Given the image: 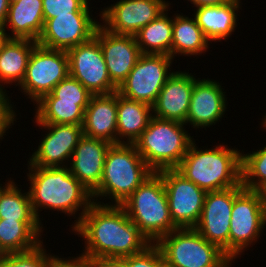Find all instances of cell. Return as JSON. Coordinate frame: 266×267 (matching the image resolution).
<instances>
[{
	"label": "cell",
	"mask_w": 266,
	"mask_h": 267,
	"mask_svg": "<svg viewBox=\"0 0 266 267\" xmlns=\"http://www.w3.org/2000/svg\"><path fill=\"white\" fill-rule=\"evenodd\" d=\"M72 232L83 238L85 249L77 257L88 263L107 258L123 259L151 244L121 205L103 202H94Z\"/></svg>",
	"instance_id": "obj_1"
},
{
	"label": "cell",
	"mask_w": 266,
	"mask_h": 267,
	"mask_svg": "<svg viewBox=\"0 0 266 267\" xmlns=\"http://www.w3.org/2000/svg\"><path fill=\"white\" fill-rule=\"evenodd\" d=\"M27 169L30 201L39 222L42 224L39 212L43 209L57 210L74 218L81 210L70 227L73 230L94 203L91 191L70 173L68 166H28Z\"/></svg>",
	"instance_id": "obj_2"
},
{
	"label": "cell",
	"mask_w": 266,
	"mask_h": 267,
	"mask_svg": "<svg viewBox=\"0 0 266 267\" xmlns=\"http://www.w3.org/2000/svg\"><path fill=\"white\" fill-rule=\"evenodd\" d=\"M214 147L202 150L194 140L175 169L206 192L242 186V151L224 143Z\"/></svg>",
	"instance_id": "obj_3"
},
{
	"label": "cell",
	"mask_w": 266,
	"mask_h": 267,
	"mask_svg": "<svg viewBox=\"0 0 266 267\" xmlns=\"http://www.w3.org/2000/svg\"><path fill=\"white\" fill-rule=\"evenodd\" d=\"M153 173L134 144H111L101 182L92 192L93 201L100 204L98 198L111 199L106 205H121Z\"/></svg>",
	"instance_id": "obj_4"
},
{
	"label": "cell",
	"mask_w": 266,
	"mask_h": 267,
	"mask_svg": "<svg viewBox=\"0 0 266 267\" xmlns=\"http://www.w3.org/2000/svg\"><path fill=\"white\" fill-rule=\"evenodd\" d=\"M150 243L178 227L173 223L162 176L154 172L121 204Z\"/></svg>",
	"instance_id": "obj_5"
},
{
	"label": "cell",
	"mask_w": 266,
	"mask_h": 267,
	"mask_svg": "<svg viewBox=\"0 0 266 267\" xmlns=\"http://www.w3.org/2000/svg\"><path fill=\"white\" fill-rule=\"evenodd\" d=\"M185 126L177 121L151 117L134 145L154 172L175 169L182 161L194 141Z\"/></svg>",
	"instance_id": "obj_6"
},
{
	"label": "cell",
	"mask_w": 266,
	"mask_h": 267,
	"mask_svg": "<svg viewBox=\"0 0 266 267\" xmlns=\"http://www.w3.org/2000/svg\"><path fill=\"white\" fill-rule=\"evenodd\" d=\"M174 267H231L232 260L195 228H177L155 243Z\"/></svg>",
	"instance_id": "obj_7"
},
{
	"label": "cell",
	"mask_w": 266,
	"mask_h": 267,
	"mask_svg": "<svg viewBox=\"0 0 266 267\" xmlns=\"http://www.w3.org/2000/svg\"><path fill=\"white\" fill-rule=\"evenodd\" d=\"M266 226V206L262 192L244 189L233 201L229 258L235 261L247 247L255 245Z\"/></svg>",
	"instance_id": "obj_8"
},
{
	"label": "cell",
	"mask_w": 266,
	"mask_h": 267,
	"mask_svg": "<svg viewBox=\"0 0 266 267\" xmlns=\"http://www.w3.org/2000/svg\"><path fill=\"white\" fill-rule=\"evenodd\" d=\"M68 76L67 52L37 44L30 54L24 79L18 87L35 104Z\"/></svg>",
	"instance_id": "obj_9"
},
{
	"label": "cell",
	"mask_w": 266,
	"mask_h": 267,
	"mask_svg": "<svg viewBox=\"0 0 266 267\" xmlns=\"http://www.w3.org/2000/svg\"><path fill=\"white\" fill-rule=\"evenodd\" d=\"M173 61L169 55L142 54L117 92L152 106L167 79L174 73L170 68Z\"/></svg>",
	"instance_id": "obj_10"
},
{
	"label": "cell",
	"mask_w": 266,
	"mask_h": 267,
	"mask_svg": "<svg viewBox=\"0 0 266 267\" xmlns=\"http://www.w3.org/2000/svg\"><path fill=\"white\" fill-rule=\"evenodd\" d=\"M158 173L164 182L173 223L178 228H194L200 220L207 192L176 169H164Z\"/></svg>",
	"instance_id": "obj_11"
},
{
	"label": "cell",
	"mask_w": 266,
	"mask_h": 267,
	"mask_svg": "<svg viewBox=\"0 0 266 267\" xmlns=\"http://www.w3.org/2000/svg\"><path fill=\"white\" fill-rule=\"evenodd\" d=\"M69 75L92 95L111 94L118 87L111 81L99 41L93 37L67 51Z\"/></svg>",
	"instance_id": "obj_12"
},
{
	"label": "cell",
	"mask_w": 266,
	"mask_h": 267,
	"mask_svg": "<svg viewBox=\"0 0 266 267\" xmlns=\"http://www.w3.org/2000/svg\"><path fill=\"white\" fill-rule=\"evenodd\" d=\"M243 186L209 191L198 224L194 227L208 242L217 245L229 257L230 220L234 199Z\"/></svg>",
	"instance_id": "obj_13"
},
{
	"label": "cell",
	"mask_w": 266,
	"mask_h": 267,
	"mask_svg": "<svg viewBox=\"0 0 266 267\" xmlns=\"http://www.w3.org/2000/svg\"><path fill=\"white\" fill-rule=\"evenodd\" d=\"M165 0H119L100 11V25L111 33L135 36L170 5Z\"/></svg>",
	"instance_id": "obj_14"
},
{
	"label": "cell",
	"mask_w": 266,
	"mask_h": 267,
	"mask_svg": "<svg viewBox=\"0 0 266 267\" xmlns=\"http://www.w3.org/2000/svg\"><path fill=\"white\" fill-rule=\"evenodd\" d=\"M99 25L91 12L57 15L44 21L37 44L48 49L67 51L91 40Z\"/></svg>",
	"instance_id": "obj_15"
},
{
	"label": "cell",
	"mask_w": 266,
	"mask_h": 267,
	"mask_svg": "<svg viewBox=\"0 0 266 267\" xmlns=\"http://www.w3.org/2000/svg\"><path fill=\"white\" fill-rule=\"evenodd\" d=\"M49 130L39 142L38 149L29 157L28 166H68L74 149L83 136L82 125L37 124ZM68 163V164H67Z\"/></svg>",
	"instance_id": "obj_16"
},
{
	"label": "cell",
	"mask_w": 266,
	"mask_h": 267,
	"mask_svg": "<svg viewBox=\"0 0 266 267\" xmlns=\"http://www.w3.org/2000/svg\"><path fill=\"white\" fill-rule=\"evenodd\" d=\"M94 37L100 43L109 77L119 87L142 55L136 37L111 33L101 25Z\"/></svg>",
	"instance_id": "obj_17"
},
{
	"label": "cell",
	"mask_w": 266,
	"mask_h": 267,
	"mask_svg": "<svg viewBox=\"0 0 266 267\" xmlns=\"http://www.w3.org/2000/svg\"><path fill=\"white\" fill-rule=\"evenodd\" d=\"M220 84L209 78L195 81L185 125L197 130L221 122L228 102Z\"/></svg>",
	"instance_id": "obj_18"
},
{
	"label": "cell",
	"mask_w": 266,
	"mask_h": 267,
	"mask_svg": "<svg viewBox=\"0 0 266 267\" xmlns=\"http://www.w3.org/2000/svg\"><path fill=\"white\" fill-rule=\"evenodd\" d=\"M174 71L152 105L153 116L186 123L193 86L197 80L193 74Z\"/></svg>",
	"instance_id": "obj_19"
},
{
	"label": "cell",
	"mask_w": 266,
	"mask_h": 267,
	"mask_svg": "<svg viewBox=\"0 0 266 267\" xmlns=\"http://www.w3.org/2000/svg\"><path fill=\"white\" fill-rule=\"evenodd\" d=\"M110 143L83 135L68 164L70 173L91 193L99 186Z\"/></svg>",
	"instance_id": "obj_20"
},
{
	"label": "cell",
	"mask_w": 266,
	"mask_h": 267,
	"mask_svg": "<svg viewBox=\"0 0 266 267\" xmlns=\"http://www.w3.org/2000/svg\"><path fill=\"white\" fill-rule=\"evenodd\" d=\"M117 91L92 95L84 111L83 135L117 144Z\"/></svg>",
	"instance_id": "obj_21"
},
{
	"label": "cell",
	"mask_w": 266,
	"mask_h": 267,
	"mask_svg": "<svg viewBox=\"0 0 266 267\" xmlns=\"http://www.w3.org/2000/svg\"><path fill=\"white\" fill-rule=\"evenodd\" d=\"M44 25L42 0H18L9 5L8 15L0 30L6 38L37 42ZM7 26L11 33L7 34Z\"/></svg>",
	"instance_id": "obj_22"
},
{
	"label": "cell",
	"mask_w": 266,
	"mask_h": 267,
	"mask_svg": "<svg viewBox=\"0 0 266 267\" xmlns=\"http://www.w3.org/2000/svg\"><path fill=\"white\" fill-rule=\"evenodd\" d=\"M241 0H233L224 5L200 6L193 15L197 24L211 42L227 40L235 32L241 8Z\"/></svg>",
	"instance_id": "obj_23"
},
{
	"label": "cell",
	"mask_w": 266,
	"mask_h": 267,
	"mask_svg": "<svg viewBox=\"0 0 266 267\" xmlns=\"http://www.w3.org/2000/svg\"><path fill=\"white\" fill-rule=\"evenodd\" d=\"M36 41L5 38L0 46V87L9 84L19 86L24 79L28 60Z\"/></svg>",
	"instance_id": "obj_24"
},
{
	"label": "cell",
	"mask_w": 266,
	"mask_h": 267,
	"mask_svg": "<svg viewBox=\"0 0 266 267\" xmlns=\"http://www.w3.org/2000/svg\"><path fill=\"white\" fill-rule=\"evenodd\" d=\"M117 114V143L127 144H134L140 138L153 116L151 105L128 99L118 92Z\"/></svg>",
	"instance_id": "obj_25"
},
{
	"label": "cell",
	"mask_w": 266,
	"mask_h": 267,
	"mask_svg": "<svg viewBox=\"0 0 266 267\" xmlns=\"http://www.w3.org/2000/svg\"><path fill=\"white\" fill-rule=\"evenodd\" d=\"M174 15L171 57L173 59L181 55L198 57L205 53L209 49L210 41L205 37L195 18H189L183 13Z\"/></svg>",
	"instance_id": "obj_26"
},
{
	"label": "cell",
	"mask_w": 266,
	"mask_h": 267,
	"mask_svg": "<svg viewBox=\"0 0 266 267\" xmlns=\"http://www.w3.org/2000/svg\"><path fill=\"white\" fill-rule=\"evenodd\" d=\"M42 226L39 220L0 219V242L8 253L31 250L43 242Z\"/></svg>",
	"instance_id": "obj_27"
},
{
	"label": "cell",
	"mask_w": 266,
	"mask_h": 267,
	"mask_svg": "<svg viewBox=\"0 0 266 267\" xmlns=\"http://www.w3.org/2000/svg\"><path fill=\"white\" fill-rule=\"evenodd\" d=\"M168 7L156 19L141 28L135 35L142 54L169 55L171 57L173 17Z\"/></svg>",
	"instance_id": "obj_28"
},
{
	"label": "cell",
	"mask_w": 266,
	"mask_h": 267,
	"mask_svg": "<svg viewBox=\"0 0 266 267\" xmlns=\"http://www.w3.org/2000/svg\"><path fill=\"white\" fill-rule=\"evenodd\" d=\"M37 124L82 125L84 110L76 102L59 101L52 93L44 95L35 103Z\"/></svg>",
	"instance_id": "obj_29"
},
{
	"label": "cell",
	"mask_w": 266,
	"mask_h": 267,
	"mask_svg": "<svg viewBox=\"0 0 266 267\" xmlns=\"http://www.w3.org/2000/svg\"><path fill=\"white\" fill-rule=\"evenodd\" d=\"M9 180L0 190V219L38 220L32 209L29 192H22L15 181L11 178Z\"/></svg>",
	"instance_id": "obj_30"
},
{
	"label": "cell",
	"mask_w": 266,
	"mask_h": 267,
	"mask_svg": "<svg viewBox=\"0 0 266 267\" xmlns=\"http://www.w3.org/2000/svg\"><path fill=\"white\" fill-rule=\"evenodd\" d=\"M242 186L262 192L266 188V145L257 151L241 154Z\"/></svg>",
	"instance_id": "obj_31"
},
{
	"label": "cell",
	"mask_w": 266,
	"mask_h": 267,
	"mask_svg": "<svg viewBox=\"0 0 266 267\" xmlns=\"http://www.w3.org/2000/svg\"><path fill=\"white\" fill-rule=\"evenodd\" d=\"M43 244L28 251L9 253L0 267H49L58 256L47 254Z\"/></svg>",
	"instance_id": "obj_32"
},
{
	"label": "cell",
	"mask_w": 266,
	"mask_h": 267,
	"mask_svg": "<svg viewBox=\"0 0 266 267\" xmlns=\"http://www.w3.org/2000/svg\"><path fill=\"white\" fill-rule=\"evenodd\" d=\"M59 101L76 102L84 111L92 94L70 75L60 81L51 92Z\"/></svg>",
	"instance_id": "obj_33"
},
{
	"label": "cell",
	"mask_w": 266,
	"mask_h": 267,
	"mask_svg": "<svg viewBox=\"0 0 266 267\" xmlns=\"http://www.w3.org/2000/svg\"><path fill=\"white\" fill-rule=\"evenodd\" d=\"M88 0H42L44 21L70 12H90Z\"/></svg>",
	"instance_id": "obj_34"
},
{
	"label": "cell",
	"mask_w": 266,
	"mask_h": 267,
	"mask_svg": "<svg viewBox=\"0 0 266 267\" xmlns=\"http://www.w3.org/2000/svg\"><path fill=\"white\" fill-rule=\"evenodd\" d=\"M128 267H159L163 260L160 249L151 243L143 251L123 258Z\"/></svg>",
	"instance_id": "obj_35"
},
{
	"label": "cell",
	"mask_w": 266,
	"mask_h": 267,
	"mask_svg": "<svg viewBox=\"0 0 266 267\" xmlns=\"http://www.w3.org/2000/svg\"><path fill=\"white\" fill-rule=\"evenodd\" d=\"M6 90L0 87V117H17Z\"/></svg>",
	"instance_id": "obj_36"
},
{
	"label": "cell",
	"mask_w": 266,
	"mask_h": 267,
	"mask_svg": "<svg viewBox=\"0 0 266 267\" xmlns=\"http://www.w3.org/2000/svg\"><path fill=\"white\" fill-rule=\"evenodd\" d=\"M93 267H128L124 259L107 258L89 262Z\"/></svg>",
	"instance_id": "obj_37"
},
{
	"label": "cell",
	"mask_w": 266,
	"mask_h": 267,
	"mask_svg": "<svg viewBox=\"0 0 266 267\" xmlns=\"http://www.w3.org/2000/svg\"><path fill=\"white\" fill-rule=\"evenodd\" d=\"M49 267H79V257L64 259L58 256Z\"/></svg>",
	"instance_id": "obj_38"
},
{
	"label": "cell",
	"mask_w": 266,
	"mask_h": 267,
	"mask_svg": "<svg viewBox=\"0 0 266 267\" xmlns=\"http://www.w3.org/2000/svg\"><path fill=\"white\" fill-rule=\"evenodd\" d=\"M16 117H0V140L4 139L3 136H5L7 133L6 131L10 128L11 126L14 125V121H16Z\"/></svg>",
	"instance_id": "obj_39"
},
{
	"label": "cell",
	"mask_w": 266,
	"mask_h": 267,
	"mask_svg": "<svg viewBox=\"0 0 266 267\" xmlns=\"http://www.w3.org/2000/svg\"><path fill=\"white\" fill-rule=\"evenodd\" d=\"M190 1L191 4H193V7L197 8L200 6H210V5H224L229 2H232L233 0H187Z\"/></svg>",
	"instance_id": "obj_40"
},
{
	"label": "cell",
	"mask_w": 266,
	"mask_h": 267,
	"mask_svg": "<svg viewBox=\"0 0 266 267\" xmlns=\"http://www.w3.org/2000/svg\"><path fill=\"white\" fill-rule=\"evenodd\" d=\"M9 0H0V30L3 28L9 9Z\"/></svg>",
	"instance_id": "obj_41"
},
{
	"label": "cell",
	"mask_w": 266,
	"mask_h": 267,
	"mask_svg": "<svg viewBox=\"0 0 266 267\" xmlns=\"http://www.w3.org/2000/svg\"><path fill=\"white\" fill-rule=\"evenodd\" d=\"M9 253L3 248L1 242H0V263L3 261V259L8 255Z\"/></svg>",
	"instance_id": "obj_42"
},
{
	"label": "cell",
	"mask_w": 266,
	"mask_h": 267,
	"mask_svg": "<svg viewBox=\"0 0 266 267\" xmlns=\"http://www.w3.org/2000/svg\"><path fill=\"white\" fill-rule=\"evenodd\" d=\"M79 267H93L90 263L86 262L84 259L79 258Z\"/></svg>",
	"instance_id": "obj_43"
},
{
	"label": "cell",
	"mask_w": 266,
	"mask_h": 267,
	"mask_svg": "<svg viewBox=\"0 0 266 267\" xmlns=\"http://www.w3.org/2000/svg\"><path fill=\"white\" fill-rule=\"evenodd\" d=\"M159 267H174L173 265L166 262L164 259L160 262Z\"/></svg>",
	"instance_id": "obj_44"
},
{
	"label": "cell",
	"mask_w": 266,
	"mask_h": 267,
	"mask_svg": "<svg viewBox=\"0 0 266 267\" xmlns=\"http://www.w3.org/2000/svg\"><path fill=\"white\" fill-rule=\"evenodd\" d=\"M264 117V119L262 118V122H261V126H263L262 128L263 129H266V113H265V116H263Z\"/></svg>",
	"instance_id": "obj_45"
},
{
	"label": "cell",
	"mask_w": 266,
	"mask_h": 267,
	"mask_svg": "<svg viewBox=\"0 0 266 267\" xmlns=\"http://www.w3.org/2000/svg\"><path fill=\"white\" fill-rule=\"evenodd\" d=\"M6 37L3 35V33L0 31V46L2 44V41L5 39Z\"/></svg>",
	"instance_id": "obj_46"
},
{
	"label": "cell",
	"mask_w": 266,
	"mask_h": 267,
	"mask_svg": "<svg viewBox=\"0 0 266 267\" xmlns=\"http://www.w3.org/2000/svg\"><path fill=\"white\" fill-rule=\"evenodd\" d=\"M262 194H263L264 203H265V206H266V188L262 191Z\"/></svg>",
	"instance_id": "obj_47"
},
{
	"label": "cell",
	"mask_w": 266,
	"mask_h": 267,
	"mask_svg": "<svg viewBox=\"0 0 266 267\" xmlns=\"http://www.w3.org/2000/svg\"><path fill=\"white\" fill-rule=\"evenodd\" d=\"M10 1V3H12V2H16V1H18V0H9Z\"/></svg>",
	"instance_id": "obj_48"
}]
</instances>
